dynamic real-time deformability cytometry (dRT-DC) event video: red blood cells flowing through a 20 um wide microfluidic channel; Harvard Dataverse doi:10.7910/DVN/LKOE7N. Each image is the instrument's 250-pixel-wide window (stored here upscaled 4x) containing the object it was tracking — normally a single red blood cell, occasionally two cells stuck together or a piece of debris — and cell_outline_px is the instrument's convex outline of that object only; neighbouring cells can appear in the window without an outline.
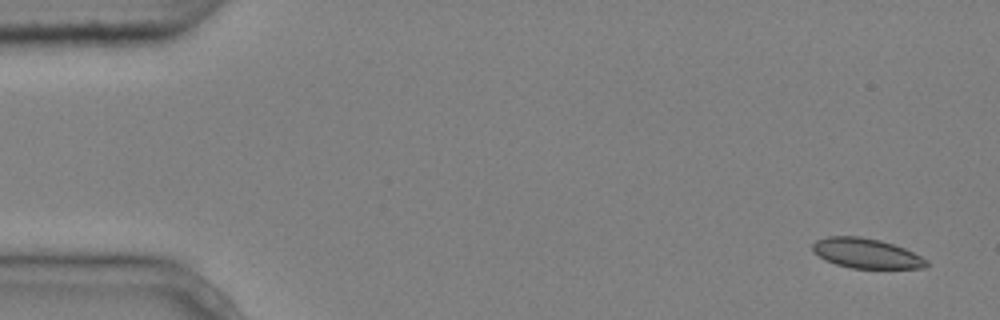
{"species": "common noctule bat (a hibernating species)", "species_latin": "Nyctalus noctula", "temperature_condition": "cold", "stored_images_in_passage": 5, "camera_frame_rate_fps": 3000, "um_per_image_px": 0.085, "animal": {"sex": "male", "body_mass_g": 20.4}, "frame": {"image": 1, "passage_image": 1, "time_ms": 0.0, "image_size_px": [1000, 320], "cell_outline_px": [[928, 264], [924, 268], [852, 268], [836, 264], [824, 260], [812, 252], [812, 244], [816, 240], [828, 236], [860, 236], [880, 240], [904, 248], [928, 260]], "centroid_in_image_um": [73.59, 21.53], "position_along_channel_um": 11.4, "area_um2": 19.83}}
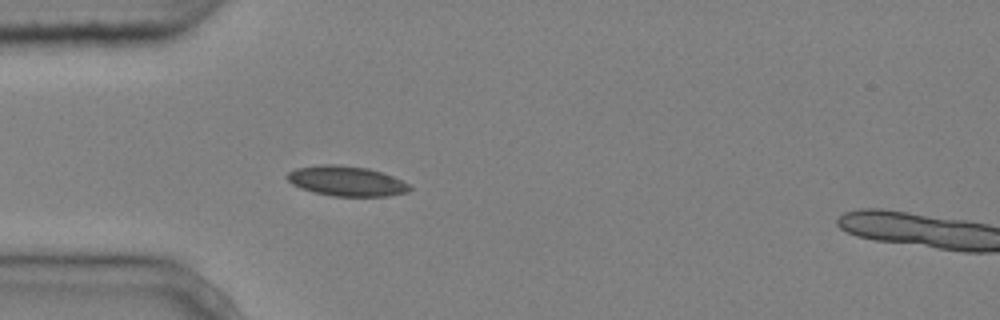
{"frame": {"image": 2, "passage_image": 4, "time_ms": 1.0, "image_size_px": [1000, 320], "cell_outline_px": [[412, 188], [408, 192], [388, 196], [332, 196], [312, 192], [300, 188], [292, 184], [284, 176], [288, 172], [296, 168], [320, 164], [336, 164], [368, 168], [384, 172], [408, 184]], "centroid_in_image_um": [29.42, 15.38], "position_along_channel_um": 55.6, "area_um2": 21.62}}